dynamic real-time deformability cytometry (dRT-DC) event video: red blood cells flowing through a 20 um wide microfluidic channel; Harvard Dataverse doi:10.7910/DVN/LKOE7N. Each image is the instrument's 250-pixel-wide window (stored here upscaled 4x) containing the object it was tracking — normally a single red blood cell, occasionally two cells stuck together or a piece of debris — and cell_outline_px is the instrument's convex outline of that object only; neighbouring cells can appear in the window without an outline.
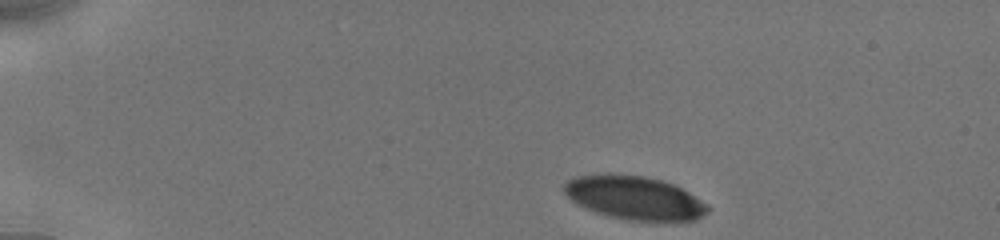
{"species": "human", "species_latin": "Homo sapiens", "temperature_condition": "cold", "stored_images_in_passage": 3, "camera_frame_rate_fps": 3000, "um_per_image_px": 0.085, "donor": {"sex": "male"}, "frame": {"image": 1, "passage_image": 1, "time_ms": 0.0, "image_size_px": [1000, 240], "cell_outline_px": [[712, 208], [708, 212], [696, 220], [672, 224], [624, 220], [608, 216], [596, 212], [572, 200], [564, 192], [564, 184], [568, 180], [576, 176], [608, 172], [644, 176], [660, 180], [672, 184], [688, 192], [708, 204]], "centroid_in_image_um": [54.0, 16.85], "position_along_channel_um": 31.0, "area_um2": 37.4}}